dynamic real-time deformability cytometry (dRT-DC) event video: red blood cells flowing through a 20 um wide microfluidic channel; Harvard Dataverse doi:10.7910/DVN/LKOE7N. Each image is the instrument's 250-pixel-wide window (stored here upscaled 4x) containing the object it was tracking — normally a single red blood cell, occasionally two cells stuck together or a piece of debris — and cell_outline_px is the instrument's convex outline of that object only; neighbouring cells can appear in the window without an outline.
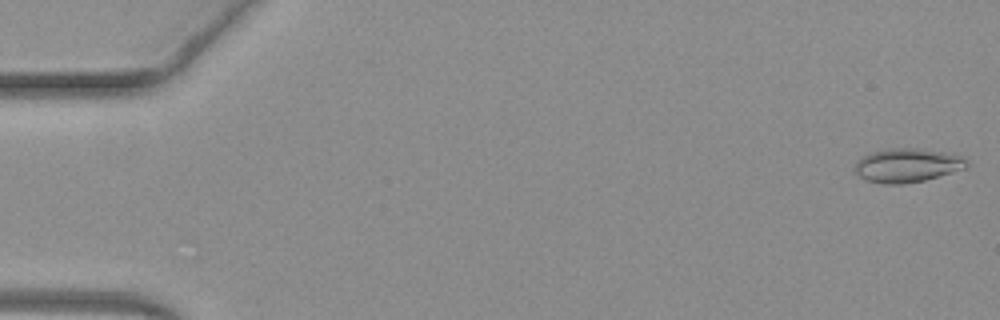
{"species": "common noctule bat (a hibernating species)", "species_latin": "Nyctalus noctula", "temperature_condition": "warm", "stored_images_in_passage": 51, "camera_frame_rate_fps": 3000, "um_per_image_px": 0.085, "animal": {"sex": "female", "body_mass_g": 19.3, "forearm_length_mm": 54.1}, "frame": {"image": 1, "passage_image": 1, "time_ms": 0.0, "image_size_px": [1000, 320], "cell_outline_px": [[968, 164], [964, 168], [924, 180], [904, 184], [884, 184], [868, 180], [860, 176], [852, 168], [856, 160], [872, 152], [892, 148], [916, 148], [964, 156]], "centroid_in_image_um": [77.07, 14.05], "position_along_channel_um": 7.9, "area_um2": 21.79}}
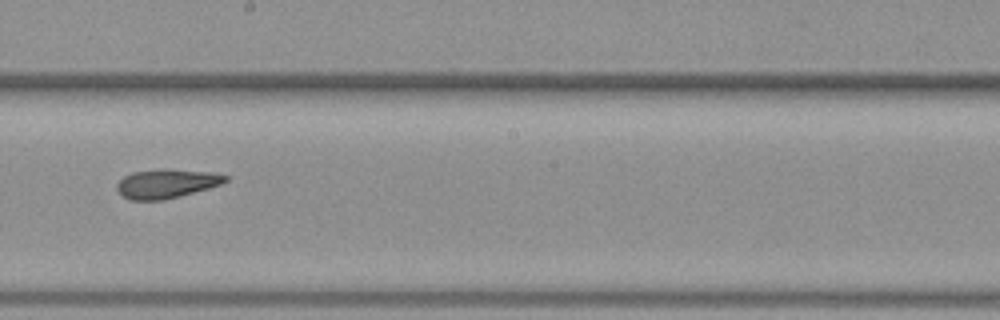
{"frame": {"image": 2, "passage_image": 29, "time_ms": 9.333, "image_size_px": [1000, 320], "cell_outline_px": [[228, 180], [220, 184], [208, 188], [180, 196], [164, 200], [128, 200], [116, 188], [116, 184], [124, 176], [132, 172], [160, 168], [164, 168], [216, 172], [228, 176]], "centroid_in_image_um": [14.16, 15.59], "position_along_channel_um": 234.0, "area_um2": 18.55}}
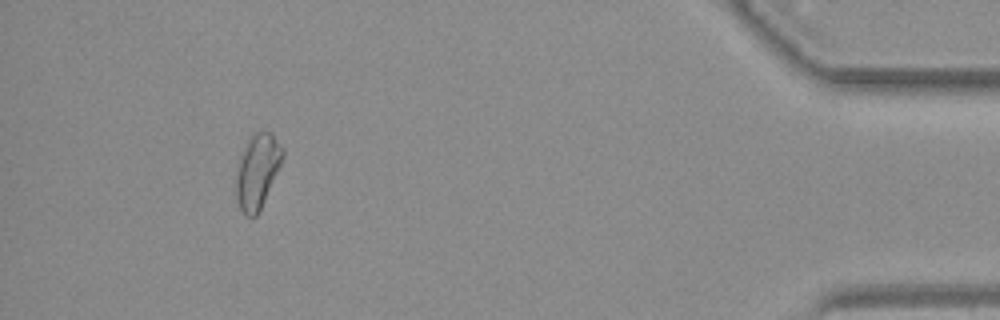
{"frame": {"image": 3, "passage_image": 47, "time_ms": 15.333, "image_size_px": [1000, 320], "cell_outline_px": [[284, 156], [264, 200], [256, 216], [244, 216], [240, 208], [236, 196], [236, 176], [240, 160], [244, 148], [248, 140], [256, 132], [272, 132], [284, 148]], "centroid_in_image_um": [21.89, 14.54], "position_along_channel_um": 413.3, "area_um2": 19.71}, "authors_computed_cell_mechanics": {"area_um2": 19.074, "velocity_mm_per_s": 4.0557, "shape_relaxation_time_tau1_ms": null, "shape_relaxation_time_tau2_ms": 0.6075, "deformation_change_tau1": null, "deformation_change_tau2": 0.048}}